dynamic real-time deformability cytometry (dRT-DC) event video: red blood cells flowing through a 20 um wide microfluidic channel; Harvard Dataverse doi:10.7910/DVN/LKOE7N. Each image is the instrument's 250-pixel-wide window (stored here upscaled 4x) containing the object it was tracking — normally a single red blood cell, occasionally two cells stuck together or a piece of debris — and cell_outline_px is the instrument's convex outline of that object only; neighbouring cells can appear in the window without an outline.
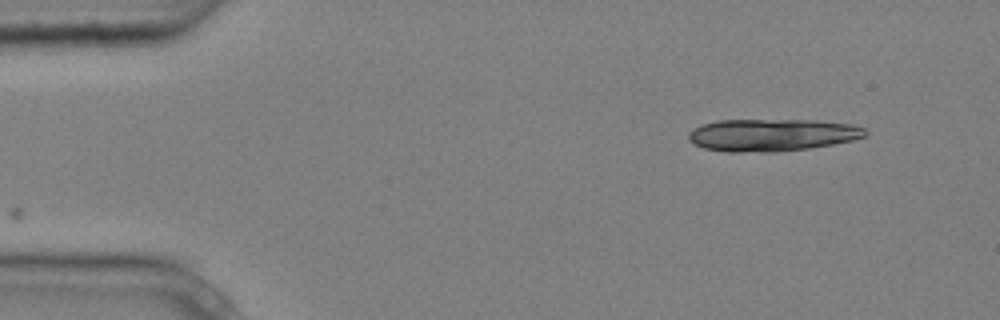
{"species": "common noctule bat (a hibernating species)", "species_latin": "Nyctalus noctula", "temperature_condition": "cold", "stored_images_in_passage": 2, "camera_frame_rate_fps": 3000, "um_per_image_px": 0.085, "animal": {"sex": "male", "body_mass_g": 20.4}, "frame": {"image": 1, "passage_image": 2, "time_ms": 0.333, "image_size_px": [1000, 320], "cell_outline_px": [[868, 132], [864, 136], [852, 140], [832, 144], [808, 148], [776, 152], [724, 152], [704, 148], [688, 140], [688, 132], [692, 128], [700, 124], [716, 120], [816, 120], [852, 124], [864, 128]], "centroid_in_image_um": [65.56, 11.47], "position_along_channel_um": 19.4, "area_um2": 33.52}}